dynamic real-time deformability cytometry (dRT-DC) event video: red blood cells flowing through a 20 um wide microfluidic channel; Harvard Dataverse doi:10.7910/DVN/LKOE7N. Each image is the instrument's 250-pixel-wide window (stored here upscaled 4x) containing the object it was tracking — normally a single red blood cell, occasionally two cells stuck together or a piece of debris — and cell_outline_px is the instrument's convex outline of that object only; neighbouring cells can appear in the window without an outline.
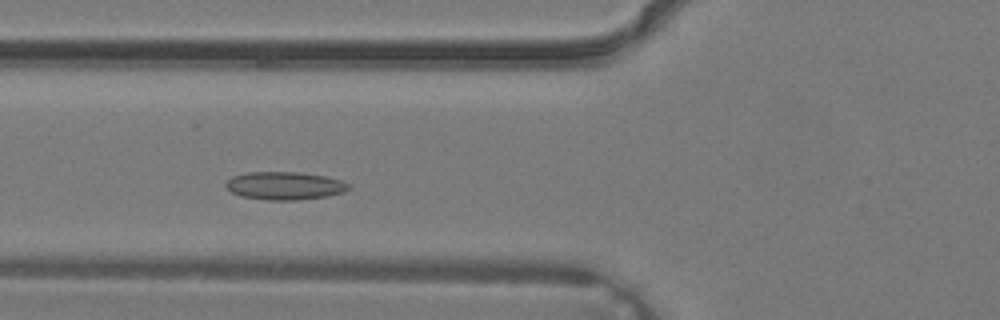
{"species": "common noctule bat (a hibernating species)", "species_latin": "Nyctalus noctula", "temperature_condition": "warm", "stored_images_in_passage": 33, "camera_frame_rate_fps": 3000, "um_per_image_px": 0.085, "animal": {"sex": "male", "body_mass_g": 19.2, "forearm_length_mm": 51.8}, "frame": {"image": 1, "passage_image": 9, "time_ms": 2.667, "image_size_px": [1000, 320], "cell_outline_px": [[352, 188], [344, 192], [328, 196], [296, 200], [268, 200], [240, 196], [232, 192], [224, 184], [232, 176], [244, 172], [300, 172], [324, 176], [340, 180], [352, 184]], "centroid_in_image_um": [24.22, 15.78], "position_along_channel_um": 101.6, "area_um2": 20.17}}
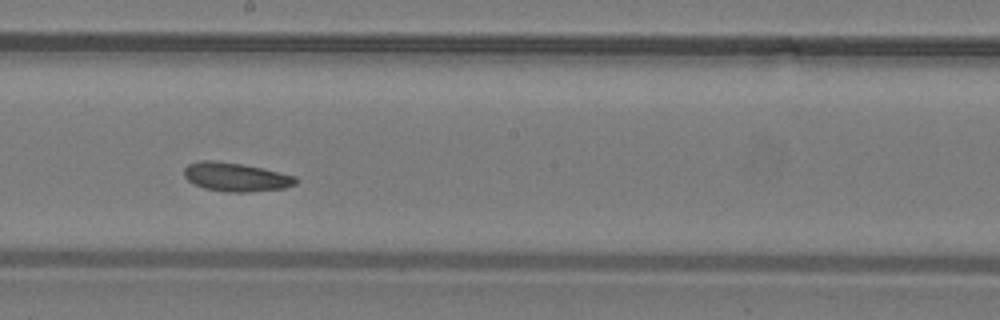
{"frame": {"image": 2, "passage_image": 16, "time_ms": 5.0, "image_size_px": [1000, 320], "cell_outline_px": [[296, 184], [284, 188], [248, 192], [228, 192], [204, 188], [192, 184], [184, 176], [184, 168], [188, 164], [200, 160], [216, 160], [240, 164], [260, 168], [296, 176]], "centroid_in_image_um": [19.99, 15.05], "position_along_channel_um": 228.2, "area_um2": 18.61}}
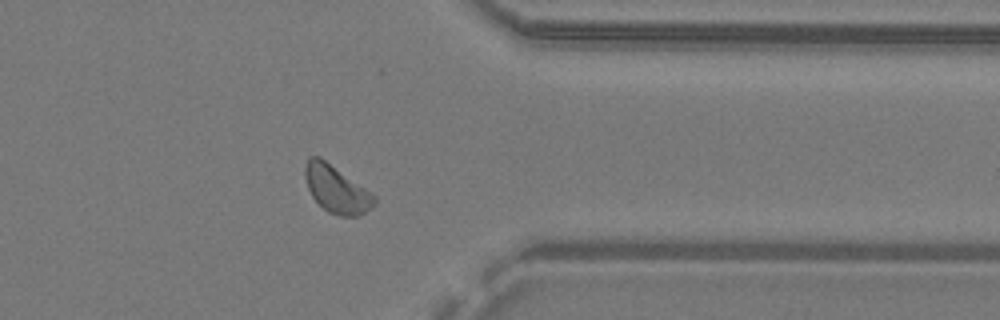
{"frame": {"image": 3, "passage_image": 25, "time_ms": 8.0, "image_size_px": [1000, 320], "cell_outline_px": [[376, 200], [372, 208], [356, 216], [340, 216], [328, 212], [312, 196], [308, 188], [304, 176], [304, 168], [308, 156], [320, 156], [376, 196]], "centroid_in_image_um": [28.57, 16.06], "position_along_channel_um": 382.8, "area_um2": 18.9}}